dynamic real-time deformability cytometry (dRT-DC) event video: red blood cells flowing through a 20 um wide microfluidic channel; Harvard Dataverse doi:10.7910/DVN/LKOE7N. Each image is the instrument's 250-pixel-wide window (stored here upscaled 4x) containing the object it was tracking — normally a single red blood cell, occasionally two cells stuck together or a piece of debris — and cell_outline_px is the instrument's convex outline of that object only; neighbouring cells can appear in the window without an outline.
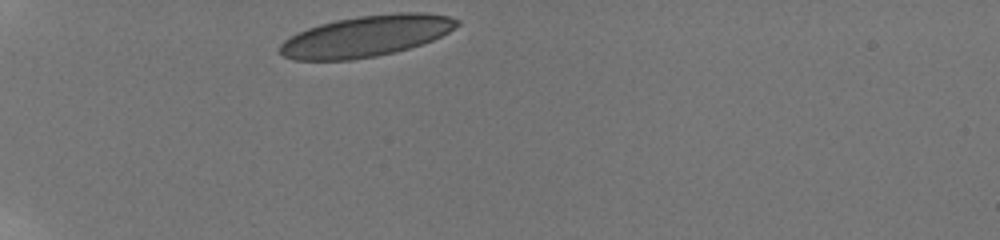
{"species": "human", "species_latin": "Homo sapiens", "temperature_condition": "room temperature", "stored_images_in_passage": 46, "camera_frame_rate_fps": 3000, "um_per_image_px": 0.085, "donor": {"sex": "male"}, "frame": {"image": 1, "passage_image": 1, "time_ms": 0.0, "image_size_px": [1000, 240], "cell_outline_px": [[460, 24], [448, 32], [432, 40], [396, 52], [376, 56], [352, 60], [292, 60], [276, 52], [280, 44], [284, 40], [296, 32], [320, 24], [336, 20], [360, 16], [396, 12], [424, 12], [448, 16], [460, 20]], "centroid_in_image_um": [31.09, 3.07], "position_along_channel_um": 53.9, "area_um2": 42.6}}
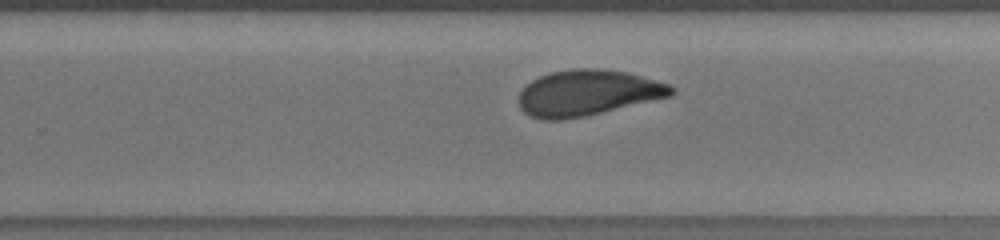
{"frame": {"image": 2, "passage_image": 27, "time_ms": 7.0, "image_size_px": [1000, 240], "cell_outline_px": [[676, 92], [672, 96], [584, 116], [564, 120], [540, 120], [528, 116], [520, 108], [520, 92], [532, 80], [540, 76], [552, 72], [572, 68], [600, 68], [628, 72], [672, 84], [676, 88]], "centroid_in_image_um": [49.99, 7.89], "position_along_channel_um": 279.8, "area_um2": 40.98}}
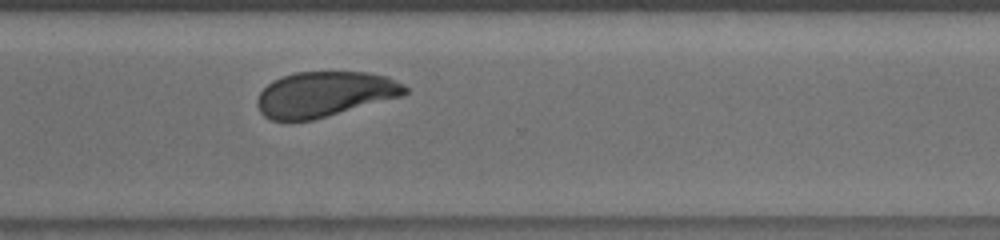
{"frame": {"image": 3, "passage_image": 35, "time_ms": 8.667, "image_size_px": [1000, 240], "cell_outline_px": [[408, 92], [400, 96], [312, 120], [288, 124], [272, 120], [264, 116], [260, 112], [256, 104], [256, 100], [260, 92], [272, 80], [296, 72], [368, 72], [388, 76], [404, 84], [408, 88]], "centroid_in_image_um": [27.53, 8.03], "position_along_channel_um": 343.1, "area_um2": 39.3}, "authors_computed_cell_mechanics": {"area_um2": 41.4137, "velocity_mm_per_s": 3.7751, "shape_relaxation_time_tau1_ms": 8.1391, "shape_relaxation_time_tau2_ms": 1.0714, "deformation_change_tau1": 0.1772, "deformation_change_tau2": 0.0707}}